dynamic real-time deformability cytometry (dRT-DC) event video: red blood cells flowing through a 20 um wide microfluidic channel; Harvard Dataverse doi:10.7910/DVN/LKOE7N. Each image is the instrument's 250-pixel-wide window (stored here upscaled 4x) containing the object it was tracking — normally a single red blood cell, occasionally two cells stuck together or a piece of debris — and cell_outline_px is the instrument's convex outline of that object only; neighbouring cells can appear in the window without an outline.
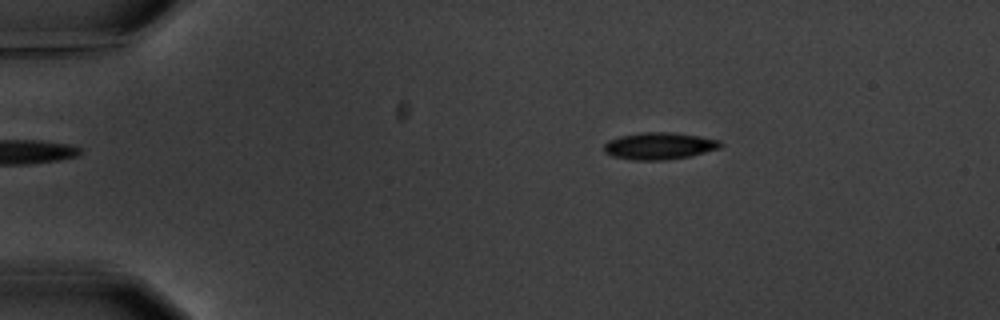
{"species": "common noctule bat (a hibernating species)", "species_latin": "Nyctalus noctula", "temperature_condition": "warm", "stored_images_in_passage": 5, "camera_frame_rate_fps": 3000, "um_per_image_px": 0.085, "animal": {"sex": "male", "body_mass_g": 20.1, "forearm_length_mm": 53.5}, "frame": {"image": 1, "passage_image": 3, "time_ms": 2.333, "image_size_px": [1000, 320], "cell_outline_px": [[724, 144], [720, 148], [688, 156], [668, 160], [632, 160], [612, 156], [604, 152], [604, 144], [608, 140], [620, 136], [640, 132], [672, 132], [700, 136], [720, 140]], "centroid_in_image_um": [56.03, 12.4], "position_along_channel_um": 29.0, "area_um2": 18.44}}